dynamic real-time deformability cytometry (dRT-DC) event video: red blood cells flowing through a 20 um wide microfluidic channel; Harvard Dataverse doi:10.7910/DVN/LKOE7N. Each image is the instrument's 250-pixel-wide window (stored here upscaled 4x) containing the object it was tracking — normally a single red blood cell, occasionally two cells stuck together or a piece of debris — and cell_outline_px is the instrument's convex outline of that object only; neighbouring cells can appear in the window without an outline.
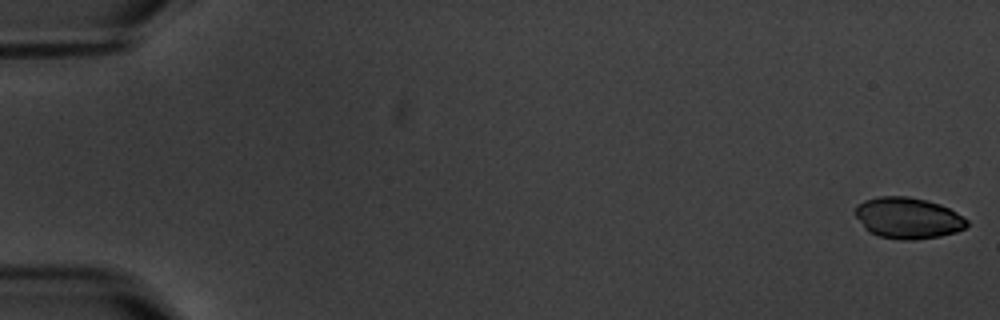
{"species": "common noctule bat (a hibernating species)", "species_latin": "Nyctalus noctula", "temperature_condition": "warm", "stored_images_in_passage": 5, "camera_frame_rate_fps": 3000, "um_per_image_px": 0.085, "animal": {"sex": "male", "body_mass_g": 20.1, "forearm_length_mm": 53.5}, "frame": {"image": 1, "passage_image": 1, "time_ms": 0.0, "image_size_px": [1000, 320], "cell_outline_px": [[968, 224], [964, 228], [956, 232], [940, 236], [912, 240], [900, 240], [880, 236], [868, 232], [864, 228], [856, 216], [856, 204], [864, 200], [880, 196], [908, 196], [928, 200], [940, 204], [956, 212], [968, 220]], "centroid_in_image_um": [77.16, 18.53], "position_along_channel_um": 7.8, "area_um2": 26.88}}
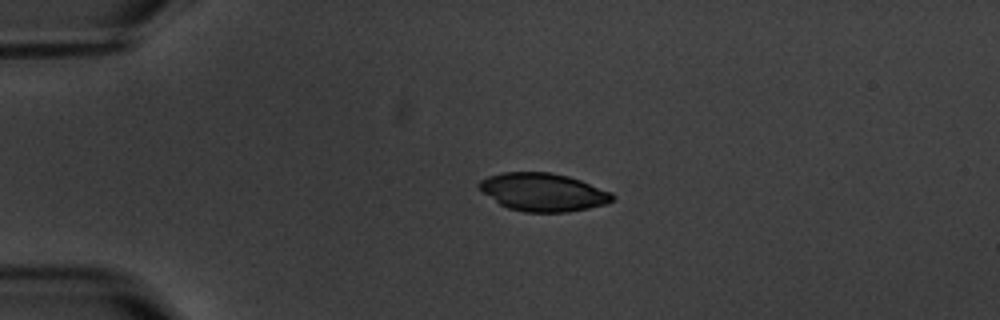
{"frame": {"image": 2, "passage_image": 4, "time_ms": 4.333, "image_size_px": [1000, 320], "cell_outline_px": [[616, 196], [612, 200], [604, 204], [588, 208], [568, 212], [524, 212], [508, 208], [500, 204], [476, 188], [476, 184], [480, 180], [488, 176], [504, 172], [548, 172], [568, 176], [580, 180], [612, 192]], "centroid_in_image_um": [46.13, 16.33], "position_along_channel_um": 38.9, "area_um2": 29.59}}